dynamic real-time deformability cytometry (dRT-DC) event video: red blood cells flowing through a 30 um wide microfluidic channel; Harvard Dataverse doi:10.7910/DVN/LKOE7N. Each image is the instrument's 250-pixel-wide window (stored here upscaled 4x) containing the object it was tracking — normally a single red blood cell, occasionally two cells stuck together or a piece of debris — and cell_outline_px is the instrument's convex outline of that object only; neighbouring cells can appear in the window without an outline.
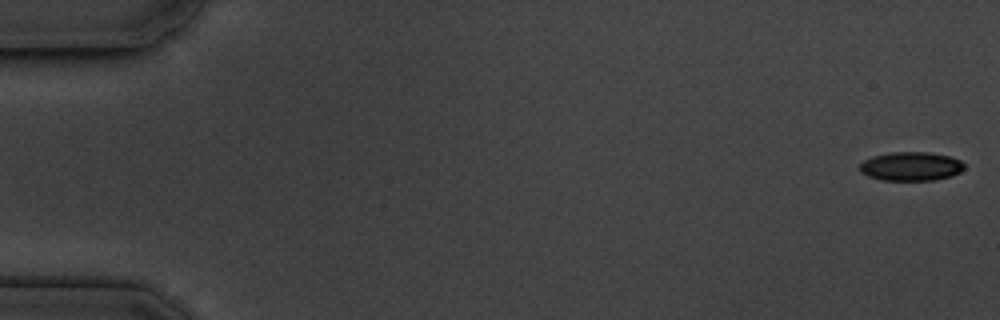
{"species": "common noctule bat (a hibernating species)", "species_latin": "Nyctalus noctula", "temperature_condition": "cold", "stored_images_in_passage": 36, "camera_frame_rate_fps": 3000, "um_per_image_px": 0.085, "animal": {"sex": "male", "body_mass_g": 19.5, "forearm_length_mm": 54.6}, "frame": {"image": 1, "passage_image": 1, "time_ms": 0.0, "image_size_px": [1000, 320], "cell_outline_px": [[964, 168], [960, 172], [952, 176], [932, 180], [880, 180], [868, 176], [860, 172], [860, 164], [864, 160], [872, 156], [892, 152], [928, 152], [952, 156], [960, 160], [964, 164]], "centroid_in_image_um": [77.44, 14.13], "position_along_channel_um": 7.6, "area_um2": 17.69}}
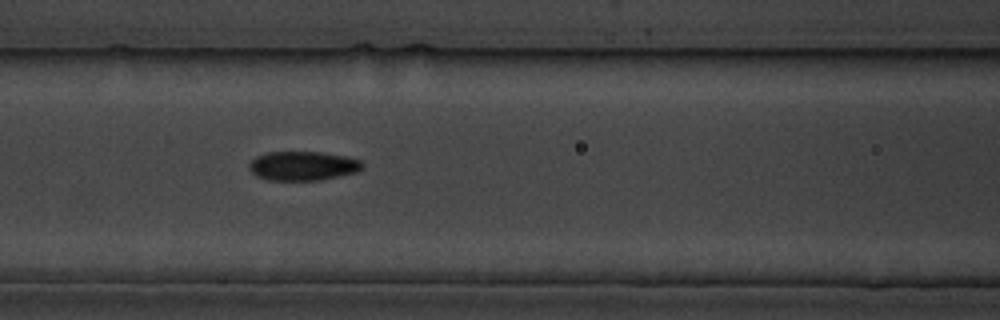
{"frame": {"image": 2, "passage_image": 24, "time_ms": 7.667, "image_size_px": [1000, 320], "cell_outline_px": [[364, 164], [356, 172], [320, 180], [268, 180], [256, 176], [248, 168], [248, 164], [256, 156], [268, 152], [320, 152], [344, 156], [360, 160]], "centroid_in_image_um": [25.7, 14.1], "position_along_channel_um": 140.9, "area_um2": 19.13}}
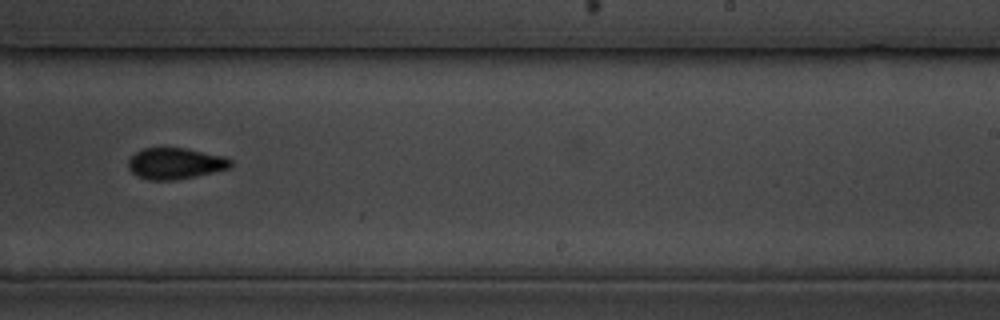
{"frame": {"image": 3, "passage_image": 35, "time_ms": 11.333, "image_size_px": [1000, 320], "cell_outline_px": [[232, 164], [228, 168], [196, 176], [176, 180], [148, 180], [136, 176], [128, 168], [128, 160], [136, 152], [144, 148], [184, 148], [224, 156], [232, 160]], "centroid_in_image_um": [14.87, 13.9], "position_along_channel_um": 274.1, "area_um2": 18.55}}